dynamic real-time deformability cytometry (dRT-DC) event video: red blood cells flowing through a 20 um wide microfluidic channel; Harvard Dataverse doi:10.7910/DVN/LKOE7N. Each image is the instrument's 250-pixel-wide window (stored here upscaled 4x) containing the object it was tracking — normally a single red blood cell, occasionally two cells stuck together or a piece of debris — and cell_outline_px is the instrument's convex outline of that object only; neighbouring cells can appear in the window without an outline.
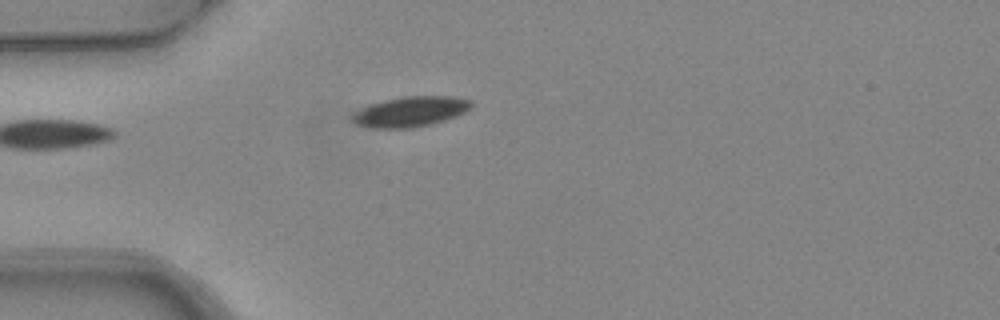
{"species": "common noctule bat (a hibernating species)", "species_latin": "Nyctalus noctula", "temperature_condition": "warm", "stored_images_in_passage": 6, "camera_frame_rate_fps": 3000, "um_per_image_px": 0.085, "animal": {"sex": "female", "body_mass_g": 24.6, "forearm_length_mm": 56.2}, "frame": {"image": 1, "passage_image": 5, "time_ms": 1.333, "image_size_px": [1000, 320], "cell_outline_px": [[472, 108], [456, 116], [432, 124], [412, 128], [372, 128], [352, 124], [352, 112], [368, 104], [384, 100], [404, 96], [452, 96], [472, 100]], "centroid_in_image_um": [34.85, 9.49], "position_along_channel_um": 50.2, "area_um2": 21.27}}